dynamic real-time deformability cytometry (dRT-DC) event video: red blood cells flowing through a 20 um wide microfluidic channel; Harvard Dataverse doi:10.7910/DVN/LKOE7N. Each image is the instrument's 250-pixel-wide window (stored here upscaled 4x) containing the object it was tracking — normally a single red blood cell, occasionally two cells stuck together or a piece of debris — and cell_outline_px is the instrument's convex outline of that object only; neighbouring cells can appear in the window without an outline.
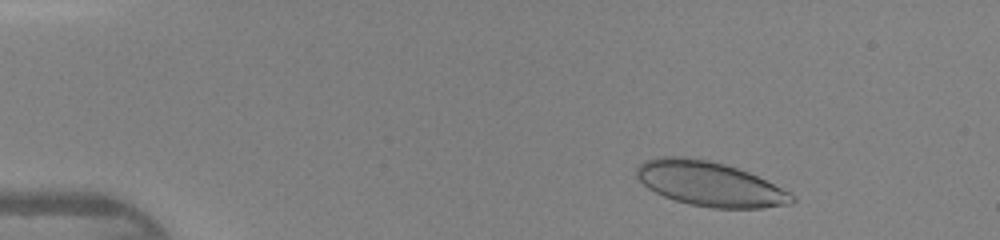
{"species": "human", "species_latin": "Homo sapiens", "temperature_condition": "warm", "stored_images_in_passage": 43, "camera_frame_rate_fps": 3000, "um_per_image_px": 0.085, "donor": {"sex": "female"}, "frame": {"image": 1, "passage_image": 4, "time_ms": 1.0, "image_size_px": [1000, 240], "cell_outline_px": [[796, 200], [792, 204], [764, 208], [712, 208], [688, 204], [664, 196], [648, 188], [636, 176], [636, 168], [644, 160], [656, 156], [684, 156], [708, 160], [724, 164], [748, 172], [796, 196]], "centroid_in_image_um": [60.3, 15.63], "position_along_channel_um": 24.7, "area_um2": 40.23}}
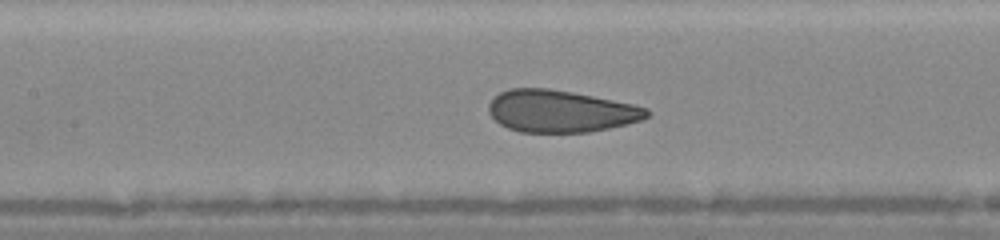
{"frame": {"image": 2, "passage_image": 19, "time_ms": 6.0, "image_size_px": [1000, 240], "cell_outline_px": [[652, 112], [648, 116], [640, 120], [628, 124], [588, 132], [520, 132], [508, 128], [500, 124], [488, 112], [488, 104], [500, 92], [508, 88], [548, 88], [572, 92], [632, 104], [648, 108]], "centroid_in_image_um": [47.64, 9.45], "position_along_channel_um": 159.8, "area_um2": 38.67}}
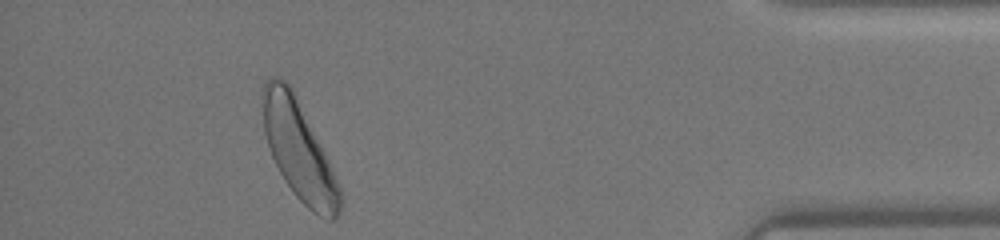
{"frame": {"image": 3, "passage_image": 39, "time_ms": 12.667, "image_size_px": [1000, 240], "cell_outline_px": [[340, 212], [332, 220], [328, 220], [312, 212], [292, 192], [284, 180], [268, 148], [264, 132], [260, 96], [264, 80], [272, 76], [280, 76], [292, 88], [328, 160], [340, 188]], "centroid_in_image_um": [25.33, 12.72], "position_along_channel_um": 409.9, "area_um2": 44.16}}